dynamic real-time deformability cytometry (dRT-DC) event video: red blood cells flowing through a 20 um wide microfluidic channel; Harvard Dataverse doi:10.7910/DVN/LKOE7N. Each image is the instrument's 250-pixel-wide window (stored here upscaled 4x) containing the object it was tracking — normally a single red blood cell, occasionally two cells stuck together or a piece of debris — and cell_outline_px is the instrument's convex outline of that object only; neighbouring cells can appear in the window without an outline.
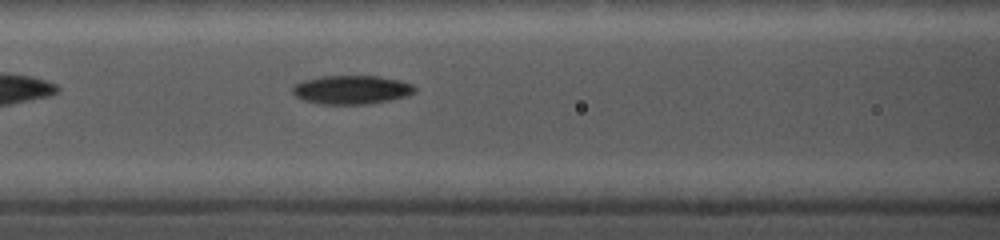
{"species": "common noctule bat (a hibernating species)", "species_latin": "Nyctalus noctula", "temperature_condition": "cold", "stored_images_in_passage": 15, "camera_frame_rate_fps": 5000, "um_per_image_px": 0.085, "animal": {"sex": "female", "body_mass_g": 19.0, "forearm_length_mm": 56.7}, "frame": {"image": 1, "passage_image": 10, "time_ms": 1.8, "image_size_px": [1000, 240], "cell_outline_px": [[416, 92], [408, 96], [368, 104], [320, 104], [304, 100], [296, 96], [292, 92], [292, 84], [304, 80], [320, 76], [380, 76], [400, 80], [412, 84], [416, 88]], "centroid_in_image_um": [29.88, 7.62], "position_along_channel_um": 136.7, "area_um2": 20.63}}
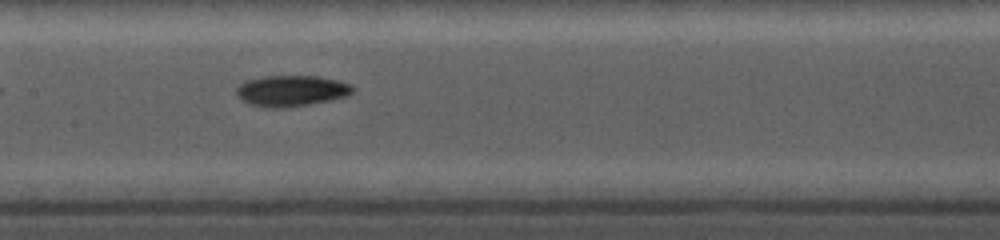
{"frame": {"image": 2, "passage_image": 14, "time_ms": 3.0, "image_size_px": [1000, 240], "cell_outline_px": [[356, 88], [348, 96], [308, 104], [284, 108], [268, 108], [252, 104], [236, 96], [236, 88], [244, 80], [264, 76], [316, 76], [336, 80], [352, 84]], "centroid_in_image_um": [24.76, 7.71], "position_along_channel_um": 182.6, "area_um2": 20.98}}